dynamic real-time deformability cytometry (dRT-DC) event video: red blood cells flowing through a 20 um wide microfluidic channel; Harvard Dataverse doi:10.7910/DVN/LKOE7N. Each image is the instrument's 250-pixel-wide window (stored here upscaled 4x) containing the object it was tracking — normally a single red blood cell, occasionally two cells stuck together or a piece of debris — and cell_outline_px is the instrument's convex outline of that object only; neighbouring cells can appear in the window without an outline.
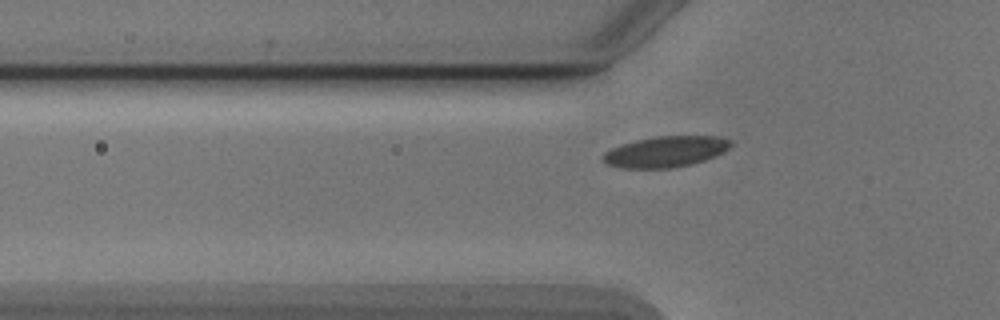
{"species": "Egyptian fruit bat (a non-hibernating species)", "species_latin": "Rousettus aegyptiacus", "temperature_condition": "cold", "stored_images_in_passage": 35, "camera_frame_rate_fps": 3000, "um_per_image_px": 0.085, "animal": {"sex": "male"}, "frame": {"image": 1, "passage_image": 6, "time_ms": 1.667, "image_size_px": [1000, 320], "cell_outline_px": [[732, 144], [724, 152], [704, 160], [692, 164], [672, 168], [620, 168], [604, 164], [600, 156], [604, 152], [620, 144], [636, 140], [656, 136], [712, 136], [728, 140]], "centroid_in_image_um": [56.49, 12.9], "position_along_channel_um": 69.3, "area_um2": 23.06}}
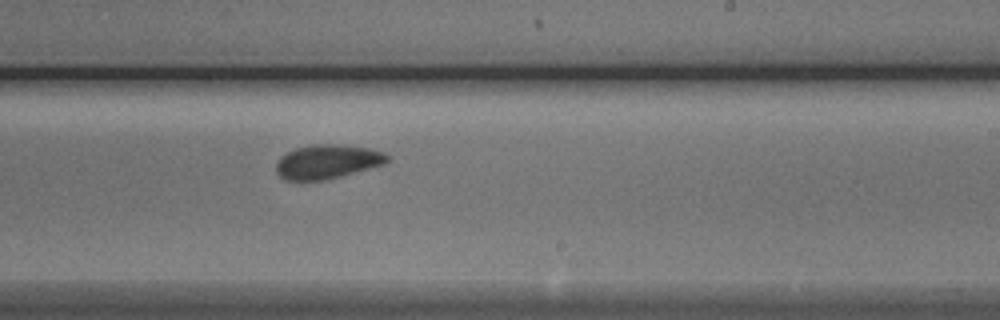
{"frame": {"image": 2, "passage_image": 21, "time_ms": 6.667, "image_size_px": [1000, 320], "cell_outline_px": [[392, 156], [384, 164], [340, 176], [324, 180], [284, 180], [276, 172], [276, 164], [280, 156], [296, 148], [312, 144], [340, 144], [368, 148], [384, 152]], "centroid_in_image_um": [27.82, 13.73], "position_along_channel_um": 261.2, "area_um2": 22.08}}
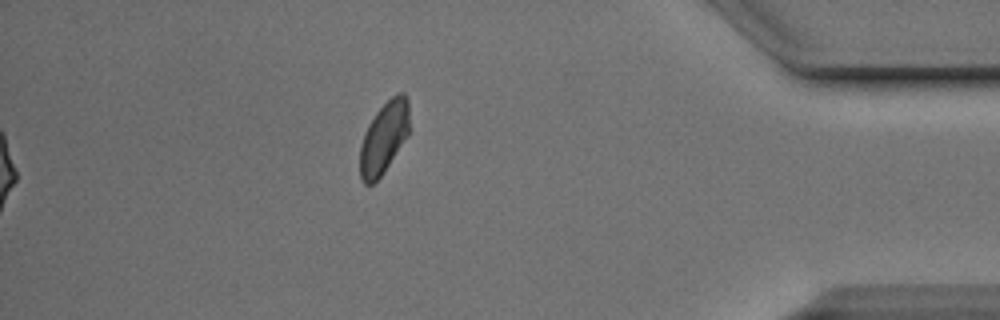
{"frame": {"image": 3, "passage_image": 35, "time_ms": 11.333, "image_size_px": [1000, 320], "cell_outline_px": [[408, 136], [384, 172], [372, 184], [364, 184], [360, 176], [360, 144], [364, 132], [368, 124], [376, 112], [396, 92], [404, 92], [408, 100]], "centroid_in_image_um": [32.62, 11.7], "position_along_channel_um": 402.6, "area_um2": 20.63}, "authors_computed_cell_mechanics": {"area_um2": 22.1374, "velocity_mm_per_s": 3.8574, "shape_relaxation_time_tau1_ms": 3.9871, "shape_relaxation_time_tau2_ms": 2.0069, "deformation_change_tau1": 0.1087, "deformation_change_tau2": 0.0543}}